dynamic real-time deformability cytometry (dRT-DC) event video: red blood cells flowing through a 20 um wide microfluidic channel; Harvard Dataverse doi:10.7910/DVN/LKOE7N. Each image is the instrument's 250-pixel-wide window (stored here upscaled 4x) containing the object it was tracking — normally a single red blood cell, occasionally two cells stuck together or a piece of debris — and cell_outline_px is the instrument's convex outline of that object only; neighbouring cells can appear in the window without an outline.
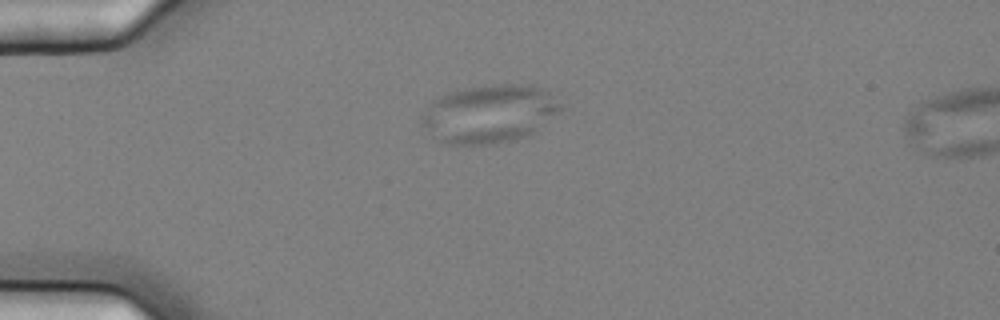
{"species": "common noctule bat (a hibernating species)", "species_latin": "Nyctalus noctula", "temperature_condition": "cold", "stored_images_in_passage": 43, "camera_frame_rate_fps": 3000, "um_per_image_px": 0.085, "animal": {"sex": "female", "body_mass_g": 25.1}, "frame": {"image": 1, "passage_image": 1, "time_ms": 0.0, "image_size_px": [1000, 320], "cell_outline_px": [[564, 108], [528, 136], [516, 140], [496, 144], [448, 144], [440, 140], [424, 128], [420, 124], [420, 116], [432, 100], [448, 92], [464, 88], [492, 84], [528, 84], [540, 88], [548, 92]], "centroid_in_image_um": [41.57, 9.67], "position_along_channel_um": 43.4, "area_um2": 47.16}}
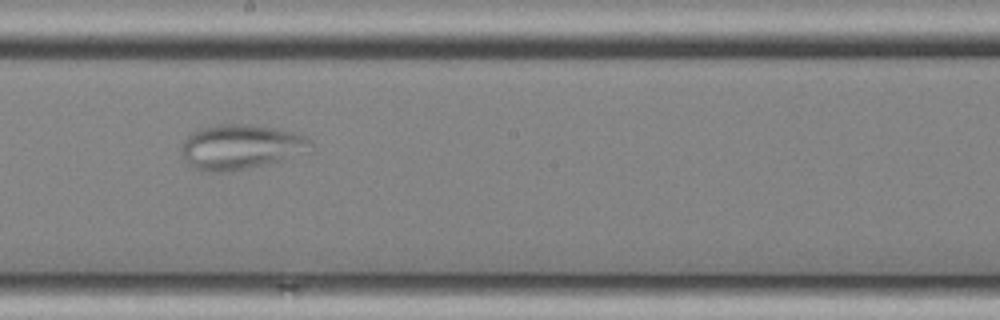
{"frame": {"image": 2, "passage_image": 19, "time_ms": 6.0, "image_size_px": [1000, 320], "cell_outline_px": [[312, 144], [284, 160], [224, 172], [200, 172], [192, 168], [184, 160], [180, 152], [180, 144], [188, 136], [200, 128], [216, 124], [244, 124], [272, 128], [296, 132], [312, 140]], "centroid_in_image_um": [20.33, 12.49], "position_along_channel_um": 227.9, "area_um2": 33.41}}
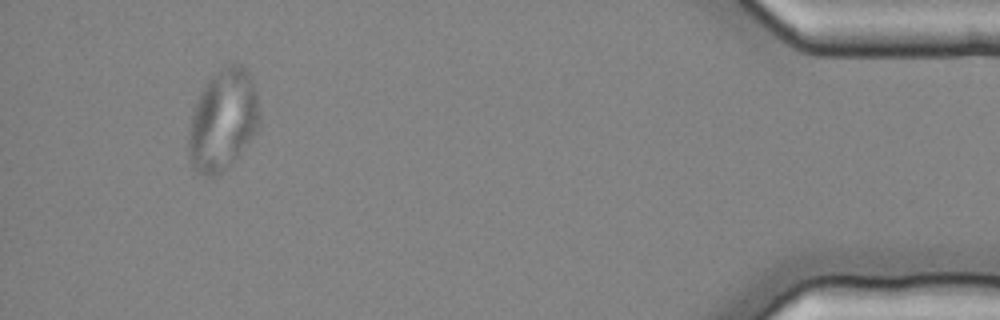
{"frame": {"image": 3, "passage_image": 40, "time_ms": 13.0, "image_size_px": [1000, 320], "cell_outline_px": [[260, 124], [256, 132], [236, 156], [220, 172], [212, 176], [204, 176], [196, 172], [192, 168], [188, 156], [188, 132], [196, 100], [204, 84], [224, 64], [232, 60], [240, 64], [252, 76], [260, 112]], "centroid_in_image_um": [18.94, 10.14], "position_along_channel_um": 416.3, "area_um2": 41.96}}